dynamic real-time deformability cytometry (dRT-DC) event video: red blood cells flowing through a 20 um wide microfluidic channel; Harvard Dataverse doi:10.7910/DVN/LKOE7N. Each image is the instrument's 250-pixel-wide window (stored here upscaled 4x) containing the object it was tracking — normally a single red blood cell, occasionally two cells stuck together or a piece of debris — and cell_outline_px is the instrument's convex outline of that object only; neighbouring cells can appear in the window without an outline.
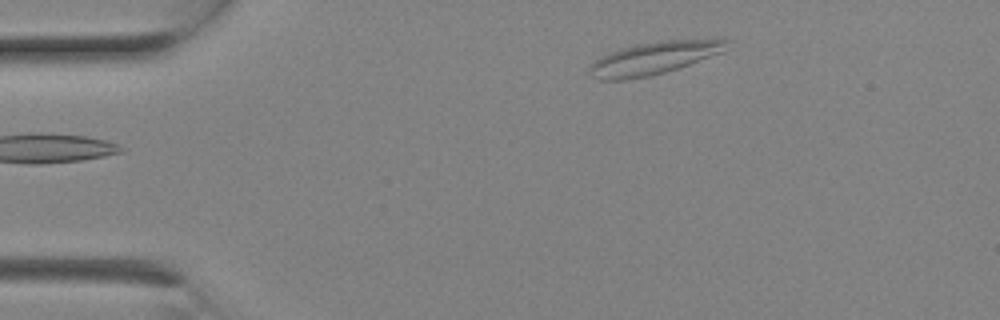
{"species": "Egyptian fruit bat (a non-hibernating species)", "species_latin": "Rousettus aegyptiacus", "temperature_condition": "room temperature", "stored_images_in_passage": 7, "camera_frame_rate_fps": 3000, "um_per_image_px": 0.085, "animal": {"sex": "female"}, "frame": {"image": 1, "passage_image": 7, "time_ms": 2.0, "image_size_px": [1000, 320], "cell_outline_px": [[728, 40], [724, 52], [664, 72], [648, 76], [624, 80], [600, 80], [592, 76], [588, 68], [600, 56], [636, 44], [664, 40]], "centroid_in_image_um": [55.53, 4.95], "position_along_channel_um": 29.5, "area_um2": 25.37}}